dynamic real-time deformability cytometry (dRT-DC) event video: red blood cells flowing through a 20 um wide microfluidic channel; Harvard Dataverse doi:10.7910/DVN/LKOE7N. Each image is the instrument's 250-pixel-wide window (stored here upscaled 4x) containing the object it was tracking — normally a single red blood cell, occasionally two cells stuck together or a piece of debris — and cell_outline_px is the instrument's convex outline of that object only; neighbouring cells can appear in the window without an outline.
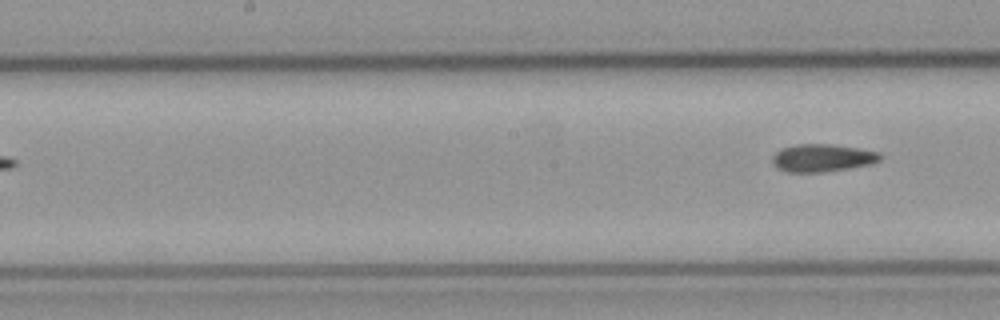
{"species": "common noctule bat (a hibernating species)", "species_latin": "Nyctalus noctula", "temperature_condition": "cold", "stored_images_in_passage": 6, "camera_frame_rate_fps": 3000, "um_per_image_px": 0.085, "animal": {"sex": "male", "body_mass_g": 23.1, "forearm_length_mm": 52.7}, "frame": {"image": 1, "passage_image": 6, "time_ms": 6.667, "image_size_px": [1000, 320], "cell_outline_px": [[880, 160], [868, 164], [848, 168], [820, 172], [788, 172], [772, 164], [772, 156], [776, 152], [784, 148], [796, 144], [832, 144], [860, 148], [880, 152]], "centroid_in_image_um": [69.89, 13.41], "position_along_channel_um": 178.3, "area_um2": 17.17}}